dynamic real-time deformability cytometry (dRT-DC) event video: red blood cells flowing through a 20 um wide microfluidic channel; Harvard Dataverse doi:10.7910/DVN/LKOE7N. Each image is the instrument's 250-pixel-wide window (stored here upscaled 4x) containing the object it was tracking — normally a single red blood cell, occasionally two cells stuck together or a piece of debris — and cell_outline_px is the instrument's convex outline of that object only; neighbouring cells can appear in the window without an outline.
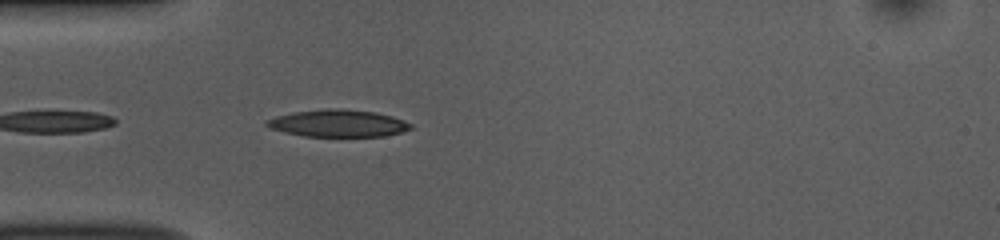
{"species": "common noctule bat (a hibernating species)", "species_latin": "Nyctalus noctula", "temperature_condition": "room temperature", "stored_images_in_passage": 6, "camera_frame_rate_fps": 3000, "um_per_image_px": 0.085, "animal": {"sex": "female", "body_mass_g": 10.0, "forearm_length_mm": 53.1}, "frame": {"image": 1, "passage_image": 2, "time_ms": 0.333, "image_size_px": [1000, 240], "cell_outline_px": [[412, 128], [400, 132], [384, 136], [304, 136], [284, 132], [268, 128], [264, 124], [264, 120], [276, 116], [292, 112], [328, 108], [344, 108], [376, 112], [392, 116], [404, 120], [412, 124]], "centroid_in_image_um": [28.69, 10.47], "position_along_channel_um": 56.3, "area_um2": 23.0}}